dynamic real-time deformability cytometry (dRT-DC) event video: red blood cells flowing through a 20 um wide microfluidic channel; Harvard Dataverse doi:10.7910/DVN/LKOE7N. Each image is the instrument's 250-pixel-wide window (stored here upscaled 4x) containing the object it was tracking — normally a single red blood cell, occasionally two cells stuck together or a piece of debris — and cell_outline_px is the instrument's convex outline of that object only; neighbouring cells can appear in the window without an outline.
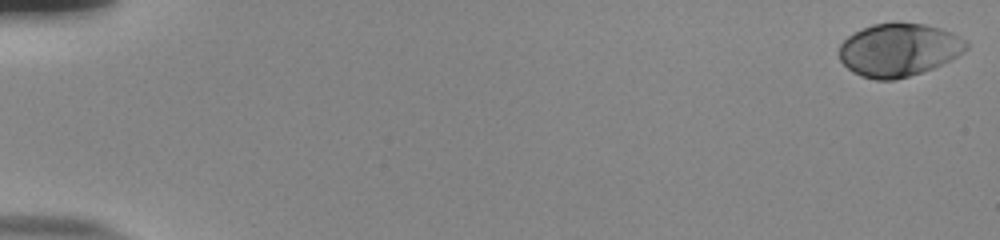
{"species": "human", "species_latin": "Homo sapiens", "temperature_condition": "room temperature", "stored_images_in_passage": 55, "camera_frame_rate_fps": 3000, "um_per_image_px": 0.085, "donor": {"sex": "male"}, "frame": {"image": 1, "passage_image": 1, "time_ms": 0.0, "image_size_px": [1000, 240], "cell_outline_px": [[968, 48], [956, 56], [932, 68], [896, 80], [876, 80], [860, 76], [852, 72], [840, 60], [840, 44], [848, 36], [872, 24], [896, 20], [924, 24], [940, 28], [952, 32], [964, 40], [968, 44]], "centroid_in_image_um": [76.37, 4.21], "position_along_channel_um": 8.6, "area_um2": 39.36}}
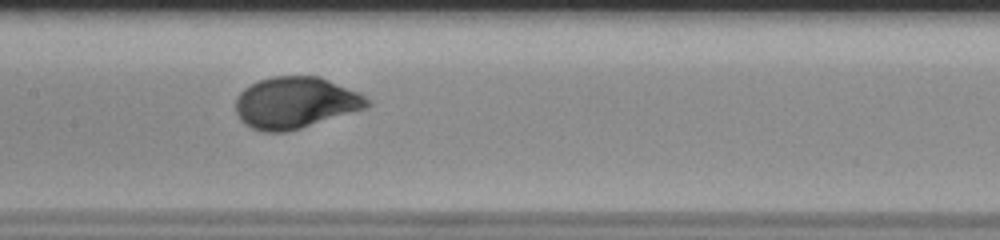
{"frame": {"image": 2, "passage_image": 29, "time_ms": 9.333, "image_size_px": [1000, 240], "cell_outline_px": [[372, 104], [368, 108], [288, 132], [264, 132], [252, 128], [244, 124], [236, 116], [236, 96], [244, 88], [260, 80], [272, 76], [320, 76], [360, 92], [372, 100]], "centroid_in_image_um": [25.15, 8.73], "position_along_channel_um": 182.3, "area_um2": 40.06}}
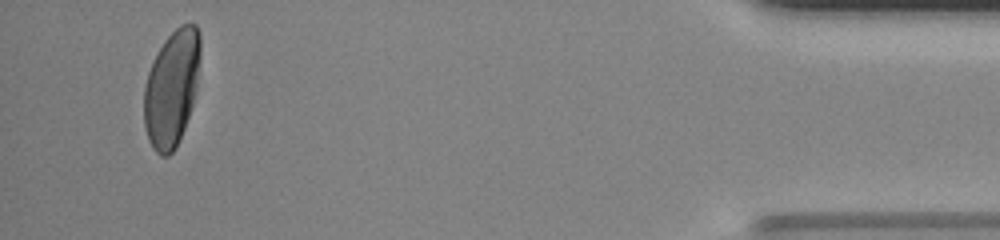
{"frame": {"image": 3, "passage_image": 53, "time_ms": 17.333, "image_size_px": [1000, 240], "cell_outline_px": [[200, 56], [196, 88], [192, 104], [184, 128], [176, 148], [168, 156], [160, 156], [152, 148], [148, 140], [144, 124], [144, 88], [148, 72], [164, 40], [180, 24], [196, 24], [200, 32]], "centroid_in_image_um": [14.59, 7.5], "position_along_channel_um": 420.6, "area_um2": 38.03}, "authors_computed_cell_mechanics": {"area_um2": 38.3214, "velocity_mm_per_s": 3.7907, "shape_relaxation_time_tau1_ms": 2.9069, "shape_relaxation_time_tau2_ms": null, "deformation_change_tau1": 0.1613, "deformation_change_tau2": null}}